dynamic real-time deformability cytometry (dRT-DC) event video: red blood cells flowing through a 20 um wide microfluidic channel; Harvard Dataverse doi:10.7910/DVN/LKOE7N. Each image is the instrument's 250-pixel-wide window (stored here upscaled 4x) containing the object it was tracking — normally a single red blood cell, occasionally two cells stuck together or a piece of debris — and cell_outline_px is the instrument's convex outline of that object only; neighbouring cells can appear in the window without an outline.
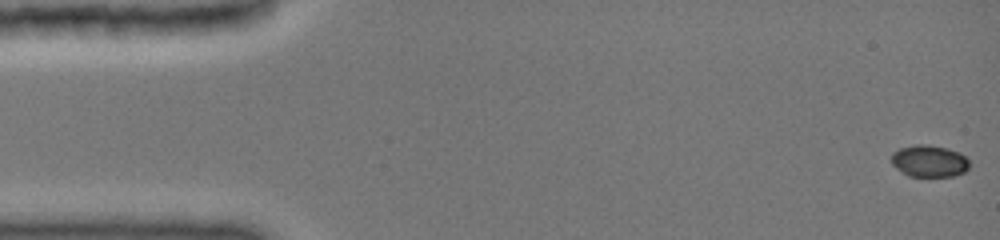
{"species": "common noctule bat (a hibernating species)", "species_latin": "Nyctalus noctula", "temperature_condition": "cold", "stored_images_in_passage": 41, "camera_frame_rate_fps": 3000, "um_per_image_px": 0.085, "animal": {"sex": "female", "body_mass_g": 19.0, "forearm_length_mm": 51.5}, "frame": {"image": 1, "passage_image": 1, "time_ms": 0.0, "image_size_px": [1000, 240], "cell_outline_px": [[968, 168], [964, 172], [952, 176], [908, 176], [896, 168], [892, 164], [892, 152], [900, 148], [916, 144], [924, 144], [948, 148], [960, 152], [968, 160]], "centroid_in_image_um": [78.97, 13.68], "position_along_channel_um": 6.0, "area_um2": 14.45}}
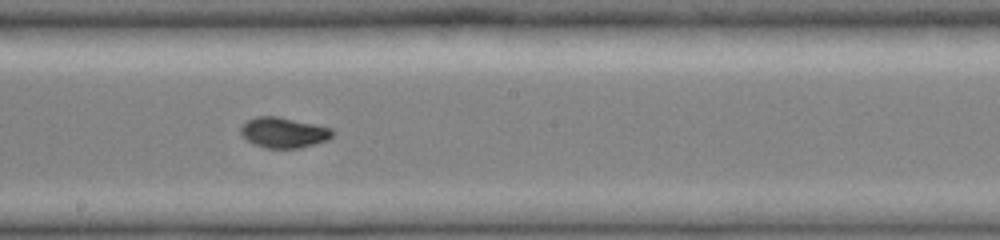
{"frame": {"image": 2, "passage_image": 23, "time_ms": 8.667, "image_size_px": [1000, 240], "cell_outline_px": [[336, 132], [328, 140], [300, 148], [264, 148], [252, 144], [240, 132], [240, 128], [248, 120], [260, 116], [276, 116], [332, 128]], "centroid_in_image_um": [24.13, 11.28], "position_along_channel_um": 224.1, "area_um2": 16.18}}
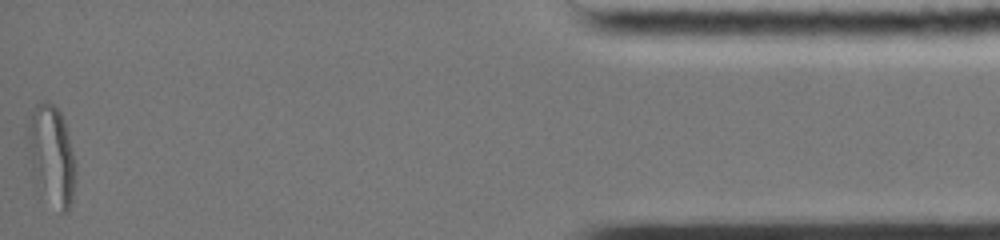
{"frame": {"image": 3, "passage_image": 41, "time_ms": 15.667, "image_size_px": [1000, 240], "cell_outline_px": [[76, 172], [72, 204], [64, 212], [60, 212], [36, 184], [32, 172], [24, 144], [24, 136], [32, 112], [36, 104], [52, 104], [60, 112], [64, 120], [76, 164]], "centroid_in_image_um": [4.35, 13.2], "position_along_channel_um": 430.9, "area_um2": 27.98}, "authors_computed_cell_mechanics": {"area_um2": 15.7216, "velocity_mm_per_s": 3.9975, "shape_relaxation_time_tau1_ms": 4.9024, "shape_relaxation_time_tau2_ms": 1.9606, "deformation_change_tau1": 0.1781, "deformation_change_tau2": 0.0312}}